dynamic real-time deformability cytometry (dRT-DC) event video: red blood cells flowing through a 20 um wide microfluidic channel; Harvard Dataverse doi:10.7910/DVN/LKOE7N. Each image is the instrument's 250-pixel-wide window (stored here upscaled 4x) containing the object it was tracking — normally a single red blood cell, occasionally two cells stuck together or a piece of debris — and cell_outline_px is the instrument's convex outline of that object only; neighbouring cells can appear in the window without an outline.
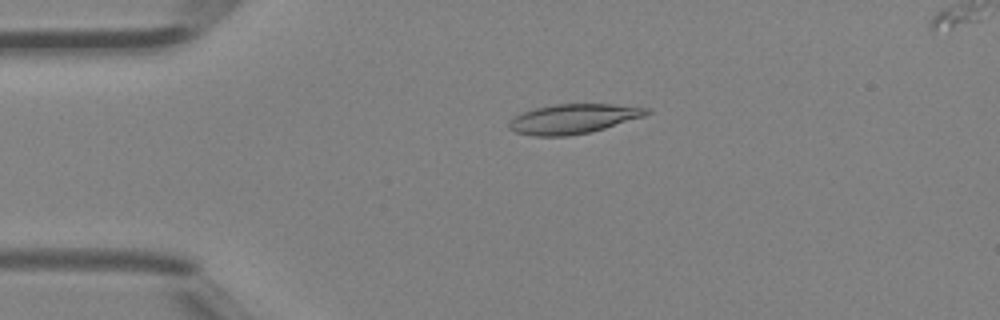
{"species": "Egyptian fruit bat (a non-hibernating species)", "species_latin": "Rousettus aegyptiacus", "temperature_condition": "room temperature", "stored_images_in_passage": 39, "camera_frame_rate_fps": 3000, "um_per_image_px": 0.085, "animal": {"sex": "female"}, "frame": {"image": 1, "passage_image": 4, "time_ms": 1.0, "image_size_px": [1000, 320], "cell_outline_px": [[652, 112], [644, 116], [592, 132], [568, 136], [532, 136], [516, 132], [508, 128], [508, 124], [516, 116], [532, 108], [552, 104], [612, 104], [648, 108]], "centroid_in_image_um": [48.72, 10.1], "position_along_channel_um": 36.3, "area_um2": 23.76}}
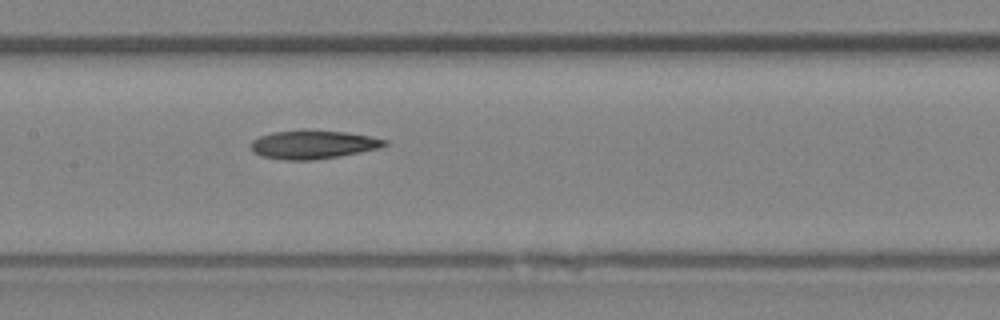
{"frame": {"image": 2, "passage_image": 16, "time_ms": 5.0, "image_size_px": [1000, 320], "cell_outline_px": [[388, 144], [380, 148], [340, 156], [312, 160], [284, 160], [260, 156], [252, 148], [252, 140], [260, 136], [272, 132], [348, 132], [388, 140]], "centroid_in_image_um": [26.65, 12.32], "position_along_channel_um": 180.8, "area_um2": 21.5}}
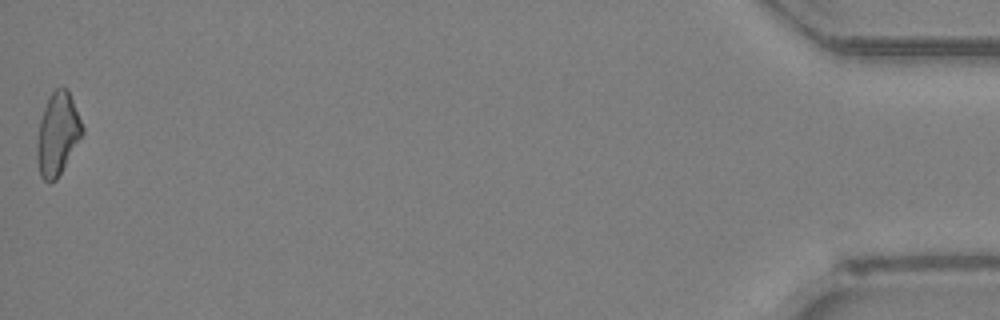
{"frame": {"image": 3, "passage_image": 39, "time_ms": 12.667, "image_size_px": [1000, 320], "cell_outline_px": [[84, 132], [56, 180], [48, 184], [40, 176], [36, 160], [36, 148], [40, 120], [48, 96], [56, 88], [68, 88], [84, 128]], "centroid_in_image_um": [4.88, 11.4], "position_along_channel_um": 430.3, "area_um2": 21.79}}